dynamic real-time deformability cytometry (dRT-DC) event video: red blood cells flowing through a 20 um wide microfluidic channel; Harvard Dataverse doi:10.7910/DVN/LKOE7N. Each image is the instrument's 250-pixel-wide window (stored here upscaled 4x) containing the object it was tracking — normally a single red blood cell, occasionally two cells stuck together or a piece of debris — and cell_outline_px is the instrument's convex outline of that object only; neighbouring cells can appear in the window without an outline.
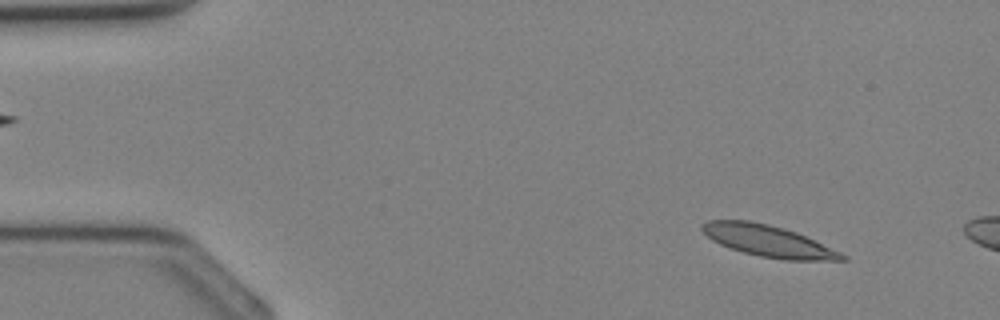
{"species": "Egyptian fruit bat (a non-hibernating species)", "species_latin": "Rousettus aegyptiacus", "temperature_condition": "cold", "stored_images_in_passage": 8, "camera_frame_rate_fps": 3000, "um_per_image_px": 0.085, "animal": {"sex": "female"}, "frame": {"image": 1, "passage_image": 3, "time_ms": 0.667, "image_size_px": [1000, 320], "cell_outline_px": [[848, 260], [784, 260], [760, 256], [744, 252], [720, 244], [712, 240], [700, 228], [700, 224], [708, 220], [748, 220], [768, 224], [784, 228], [796, 232], [840, 252], [848, 256]], "centroid_in_image_um": [65.29, 20.47], "position_along_channel_um": 19.7, "area_um2": 25.43}}